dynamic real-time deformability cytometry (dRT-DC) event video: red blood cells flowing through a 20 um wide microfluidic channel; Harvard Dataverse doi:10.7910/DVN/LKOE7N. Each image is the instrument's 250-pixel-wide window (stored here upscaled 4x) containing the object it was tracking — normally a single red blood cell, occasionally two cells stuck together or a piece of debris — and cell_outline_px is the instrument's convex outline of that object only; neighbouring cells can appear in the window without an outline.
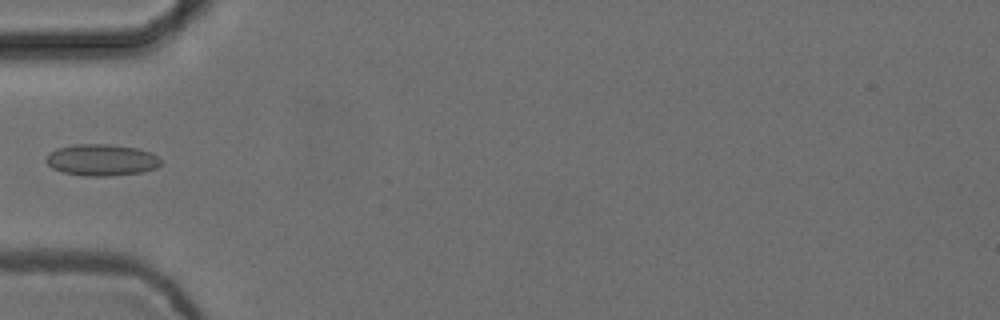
{"species": "common noctule bat (a hibernating species)", "species_latin": "Nyctalus noctula", "temperature_condition": "cold", "stored_images_in_passage": 5, "camera_frame_rate_fps": 3000, "um_per_image_px": 0.085, "animal": {"sex": "female", "body_mass_g": 24.6, "forearm_length_mm": 56.2}, "frame": {"image": 1, "passage_image": 5, "time_ms": 1.333, "image_size_px": [1000, 320], "cell_outline_px": [[160, 164], [156, 168], [144, 172], [112, 176], [84, 176], [64, 172], [52, 168], [44, 160], [56, 148], [72, 144], [112, 144], [136, 148], [152, 152], [160, 160]], "centroid_in_image_um": [8.64, 13.6], "position_along_channel_um": 76.4, "area_um2": 21.21}}